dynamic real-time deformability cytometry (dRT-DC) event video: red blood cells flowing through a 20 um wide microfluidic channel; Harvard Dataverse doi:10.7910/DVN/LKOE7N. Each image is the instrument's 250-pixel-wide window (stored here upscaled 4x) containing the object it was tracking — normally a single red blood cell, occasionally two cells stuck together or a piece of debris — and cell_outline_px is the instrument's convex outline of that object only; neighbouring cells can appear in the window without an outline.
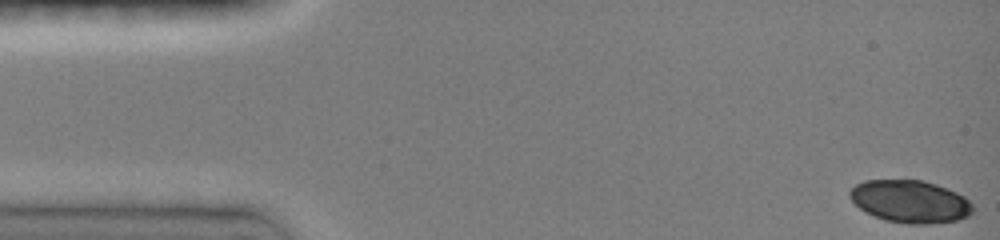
{"species": "common noctule bat (a hibernating species)", "species_latin": "Nyctalus noctula", "temperature_condition": "room temperature", "stored_images_in_passage": 18, "camera_frame_rate_fps": 3000, "um_per_image_px": 0.085, "animal": {"sex": "female", "body_mass_g": 19.0, "forearm_length_mm": 51.5}, "frame": {"image": 1, "passage_image": 1, "time_ms": 0.0, "image_size_px": [1000, 240], "cell_outline_px": [[972, 212], [968, 216], [956, 220], [928, 224], [908, 224], [884, 220], [864, 212], [848, 196], [848, 192], [856, 184], [864, 180], [924, 180], [936, 184], [956, 192], [964, 196], [972, 204]], "centroid_in_image_um": [77.34, 17.12], "position_along_channel_um": 7.7, "area_um2": 30.52}}
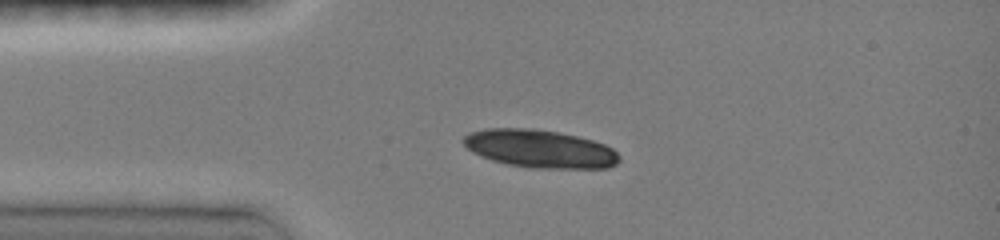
{"frame": {"image": 2, "passage_image": 9, "time_ms": 3.333, "image_size_px": [1000, 240], "cell_outline_px": [[620, 160], [616, 164], [608, 168], [528, 168], [508, 164], [492, 160], [480, 156], [472, 152], [460, 140], [468, 132], [484, 128], [532, 128], [556, 132], [576, 136], [592, 140], [604, 144], [612, 148], [620, 156]], "centroid_in_image_um": [45.85, 12.64], "position_along_channel_um": 39.1, "area_um2": 34.68}}